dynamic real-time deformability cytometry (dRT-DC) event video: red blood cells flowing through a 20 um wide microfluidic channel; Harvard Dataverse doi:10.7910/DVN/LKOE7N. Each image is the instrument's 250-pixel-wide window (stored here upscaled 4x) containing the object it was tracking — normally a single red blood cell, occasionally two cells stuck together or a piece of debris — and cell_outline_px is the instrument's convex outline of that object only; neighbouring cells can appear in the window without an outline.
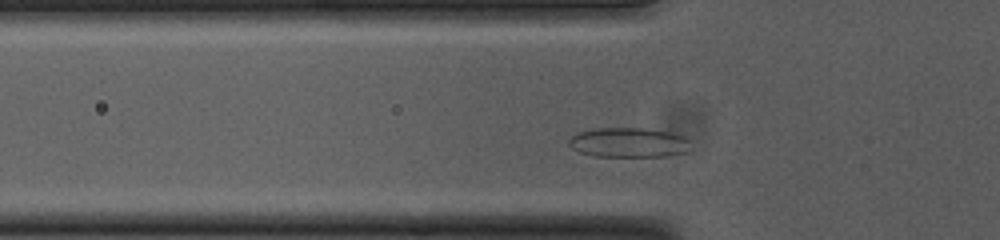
{"species": "common noctule bat (a hibernating species)", "species_latin": "Nyctalus noctula", "temperature_condition": "cold", "stored_images_in_passage": 34, "camera_frame_rate_fps": 3000, "um_per_image_px": 0.085, "animal": {"sex": "female", "body_mass_g": 23.0, "forearm_length_mm": 53.4}, "frame": {"image": 1, "passage_image": 7, "time_ms": 2.0, "image_size_px": [1000, 240], "cell_outline_px": [[688, 152], [664, 156], [596, 156], [580, 152], [572, 148], [568, 144], [568, 140], [576, 132], [596, 128], [644, 128], [672, 132], [684, 136], [688, 140]], "centroid_in_image_um": [53.42, 12.1], "position_along_channel_um": 72.4, "area_um2": 21.1}}
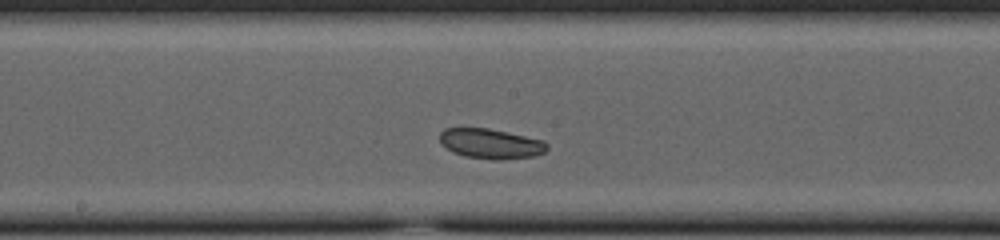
{"frame": {"image": 2, "passage_image": 18, "time_ms": 5.667, "image_size_px": [1000, 240], "cell_outline_px": [[548, 148], [544, 152], [532, 156], [500, 160], [496, 160], [464, 156], [452, 152], [440, 140], [440, 132], [444, 128], [488, 128], [544, 140], [548, 144]], "centroid_in_image_um": [41.73, 12.21], "position_along_channel_um": 206.5, "area_um2": 18.61}}
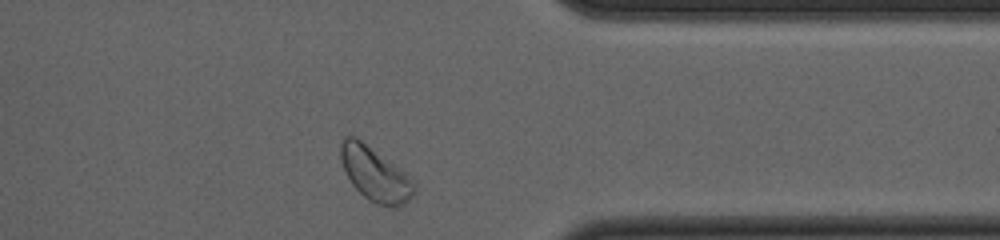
{"frame": {"image": 3, "passage_image": 33, "time_ms": 10.667, "image_size_px": [1000, 240], "cell_outline_px": [[416, 192], [404, 204], [392, 208], [388, 208], [376, 204], [368, 200], [352, 184], [340, 160], [340, 144], [344, 136], [356, 136], [404, 172], [416, 184]], "centroid_in_image_um": [31.88, 14.82], "position_along_channel_um": 379.5, "area_um2": 23.0}}